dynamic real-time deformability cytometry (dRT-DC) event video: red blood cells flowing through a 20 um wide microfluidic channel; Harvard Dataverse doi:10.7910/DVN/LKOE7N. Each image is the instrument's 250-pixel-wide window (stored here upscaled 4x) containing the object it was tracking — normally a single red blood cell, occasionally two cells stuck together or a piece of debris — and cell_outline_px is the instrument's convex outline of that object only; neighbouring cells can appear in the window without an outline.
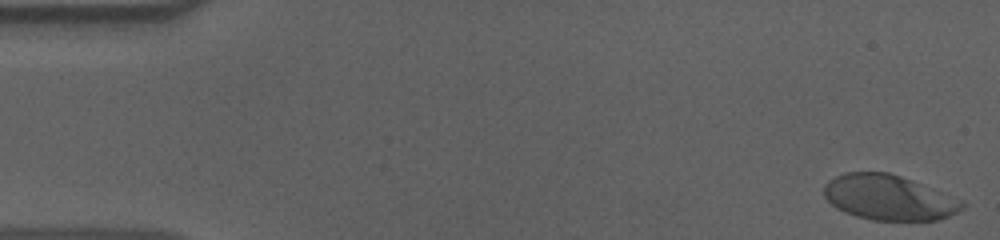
{"species": "human", "species_latin": "Homo sapiens", "temperature_condition": "cold", "stored_images_in_passage": 48, "camera_frame_rate_fps": 3000, "um_per_image_px": 0.085, "donor": {"sex": "male"}, "frame": {"image": 1, "passage_image": 1, "time_ms": 0.0, "image_size_px": [1000, 240], "cell_outline_px": [[964, 208], [948, 216], [936, 220], [872, 220], [856, 216], [844, 212], [836, 208], [824, 196], [824, 184], [828, 180], [844, 172], [888, 172], [912, 180], [960, 200], [964, 204]], "centroid_in_image_um": [75.49, 16.79], "position_along_channel_um": 9.5, "area_um2": 36.01}}
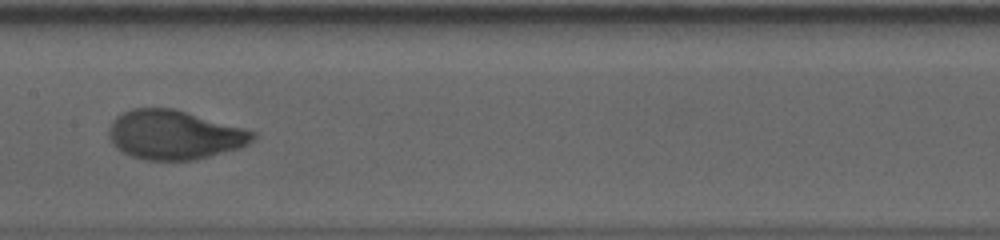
{"frame": {"image": 2, "passage_image": 28, "time_ms": 9.0, "image_size_px": [1000, 240], "cell_outline_px": [[256, 136], [248, 144], [240, 148], [196, 160], [148, 160], [132, 156], [124, 152], [108, 136], [108, 128], [112, 120], [116, 116], [132, 108], [172, 108], [244, 128], [256, 132]], "centroid_in_image_um": [14.83, 11.46], "position_along_channel_um": 192.6, "area_um2": 40.98}}
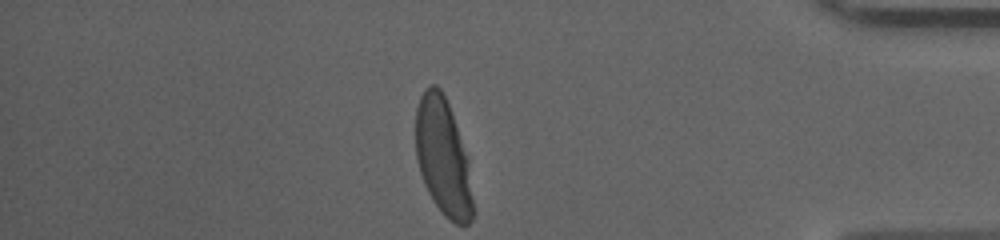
{"frame": {"image": 3, "passage_image": 48, "time_ms": 15.667, "image_size_px": [1000, 240], "cell_outline_px": [[472, 220], [468, 224], [456, 224], [448, 220], [432, 200], [424, 184], [420, 172], [416, 156], [416, 108], [420, 96], [424, 88], [428, 84], [436, 84], [440, 88], [448, 104], [468, 160], [472, 200]], "centroid_in_image_um": [37.63, 13.34], "position_along_channel_um": 397.6, "area_um2": 38.67}, "authors_computed_cell_mechanics": {"area_um2": 40.4889, "velocity_mm_per_s": 3.5924, "shape_relaxation_time_tau1_ms": 3.9215, "shape_relaxation_time_tau2_ms": null, "deformation_change_tau1": 0.1995, "deformation_change_tau2": null}}